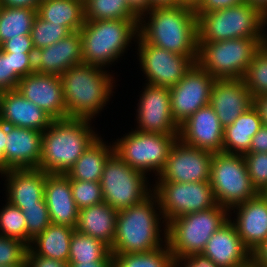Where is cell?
<instances>
[{
  "instance_id": "cell-29",
  "label": "cell",
  "mask_w": 267,
  "mask_h": 267,
  "mask_svg": "<svg viewBox=\"0 0 267 267\" xmlns=\"http://www.w3.org/2000/svg\"><path fill=\"white\" fill-rule=\"evenodd\" d=\"M99 136L66 172L70 180L100 182L104 165L114 153V145H106Z\"/></svg>"
},
{
  "instance_id": "cell-26",
  "label": "cell",
  "mask_w": 267,
  "mask_h": 267,
  "mask_svg": "<svg viewBox=\"0 0 267 267\" xmlns=\"http://www.w3.org/2000/svg\"><path fill=\"white\" fill-rule=\"evenodd\" d=\"M6 176V198L9 203L22 209L38 205L44 200L46 172L36 169H11Z\"/></svg>"
},
{
  "instance_id": "cell-1",
  "label": "cell",
  "mask_w": 267,
  "mask_h": 267,
  "mask_svg": "<svg viewBox=\"0 0 267 267\" xmlns=\"http://www.w3.org/2000/svg\"><path fill=\"white\" fill-rule=\"evenodd\" d=\"M138 33L145 42L156 47L197 58L198 32L194 9L184 6L153 8L139 18Z\"/></svg>"
},
{
  "instance_id": "cell-41",
  "label": "cell",
  "mask_w": 267,
  "mask_h": 267,
  "mask_svg": "<svg viewBox=\"0 0 267 267\" xmlns=\"http://www.w3.org/2000/svg\"><path fill=\"white\" fill-rule=\"evenodd\" d=\"M243 157L254 188L263 194L267 191V153L247 152Z\"/></svg>"
},
{
  "instance_id": "cell-2",
  "label": "cell",
  "mask_w": 267,
  "mask_h": 267,
  "mask_svg": "<svg viewBox=\"0 0 267 267\" xmlns=\"http://www.w3.org/2000/svg\"><path fill=\"white\" fill-rule=\"evenodd\" d=\"M161 220L165 225L164 241ZM162 243H167V224L153 192L140 203L118 212L110 253H146L164 246Z\"/></svg>"
},
{
  "instance_id": "cell-3",
  "label": "cell",
  "mask_w": 267,
  "mask_h": 267,
  "mask_svg": "<svg viewBox=\"0 0 267 267\" xmlns=\"http://www.w3.org/2000/svg\"><path fill=\"white\" fill-rule=\"evenodd\" d=\"M91 120L65 118L52 120L41 138L38 169L46 173H63L74 165L84 151L99 137Z\"/></svg>"
},
{
  "instance_id": "cell-14",
  "label": "cell",
  "mask_w": 267,
  "mask_h": 267,
  "mask_svg": "<svg viewBox=\"0 0 267 267\" xmlns=\"http://www.w3.org/2000/svg\"><path fill=\"white\" fill-rule=\"evenodd\" d=\"M215 81L204 68L194 63L185 76L170 87L171 114L178 126L198 109L210 104Z\"/></svg>"
},
{
  "instance_id": "cell-28",
  "label": "cell",
  "mask_w": 267,
  "mask_h": 267,
  "mask_svg": "<svg viewBox=\"0 0 267 267\" xmlns=\"http://www.w3.org/2000/svg\"><path fill=\"white\" fill-rule=\"evenodd\" d=\"M262 126V120L254 105L224 128L223 152L244 155L249 151L252 137Z\"/></svg>"
},
{
  "instance_id": "cell-37",
  "label": "cell",
  "mask_w": 267,
  "mask_h": 267,
  "mask_svg": "<svg viewBox=\"0 0 267 267\" xmlns=\"http://www.w3.org/2000/svg\"><path fill=\"white\" fill-rule=\"evenodd\" d=\"M0 235L15 238L27 244L25 216L19 207L8 201L0 210Z\"/></svg>"
},
{
  "instance_id": "cell-32",
  "label": "cell",
  "mask_w": 267,
  "mask_h": 267,
  "mask_svg": "<svg viewBox=\"0 0 267 267\" xmlns=\"http://www.w3.org/2000/svg\"><path fill=\"white\" fill-rule=\"evenodd\" d=\"M114 262L109 247L101 240L74 230L69 247V264Z\"/></svg>"
},
{
  "instance_id": "cell-9",
  "label": "cell",
  "mask_w": 267,
  "mask_h": 267,
  "mask_svg": "<svg viewBox=\"0 0 267 267\" xmlns=\"http://www.w3.org/2000/svg\"><path fill=\"white\" fill-rule=\"evenodd\" d=\"M209 182L217 204L228 210L259 194L242 154L213 153Z\"/></svg>"
},
{
  "instance_id": "cell-35",
  "label": "cell",
  "mask_w": 267,
  "mask_h": 267,
  "mask_svg": "<svg viewBox=\"0 0 267 267\" xmlns=\"http://www.w3.org/2000/svg\"><path fill=\"white\" fill-rule=\"evenodd\" d=\"M85 21L139 19L127 0H84Z\"/></svg>"
},
{
  "instance_id": "cell-4",
  "label": "cell",
  "mask_w": 267,
  "mask_h": 267,
  "mask_svg": "<svg viewBox=\"0 0 267 267\" xmlns=\"http://www.w3.org/2000/svg\"><path fill=\"white\" fill-rule=\"evenodd\" d=\"M104 69L80 64L60 75L67 118L92 120L104 109L115 87L113 75Z\"/></svg>"
},
{
  "instance_id": "cell-16",
  "label": "cell",
  "mask_w": 267,
  "mask_h": 267,
  "mask_svg": "<svg viewBox=\"0 0 267 267\" xmlns=\"http://www.w3.org/2000/svg\"><path fill=\"white\" fill-rule=\"evenodd\" d=\"M136 110L137 131L157 134H179L172 118L170 88L145 84Z\"/></svg>"
},
{
  "instance_id": "cell-33",
  "label": "cell",
  "mask_w": 267,
  "mask_h": 267,
  "mask_svg": "<svg viewBox=\"0 0 267 267\" xmlns=\"http://www.w3.org/2000/svg\"><path fill=\"white\" fill-rule=\"evenodd\" d=\"M37 9L0 6V46L11 38L30 35Z\"/></svg>"
},
{
  "instance_id": "cell-59",
  "label": "cell",
  "mask_w": 267,
  "mask_h": 267,
  "mask_svg": "<svg viewBox=\"0 0 267 267\" xmlns=\"http://www.w3.org/2000/svg\"><path fill=\"white\" fill-rule=\"evenodd\" d=\"M0 267H27V264L26 263H21V264L13 265V266H0Z\"/></svg>"
},
{
  "instance_id": "cell-31",
  "label": "cell",
  "mask_w": 267,
  "mask_h": 267,
  "mask_svg": "<svg viewBox=\"0 0 267 267\" xmlns=\"http://www.w3.org/2000/svg\"><path fill=\"white\" fill-rule=\"evenodd\" d=\"M75 228L51 223L32 240L29 248L38 256L68 262L70 241Z\"/></svg>"
},
{
  "instance_id": "cell-47",
  "label": "cell",
  "mask_w": 267,
  "mask_h": 267,
  "mask_svg": "<svg viewBox=\"0 0 267 267\" xmlns=\"http://www.w3.org/2000/svg\"><path fill=\"white\" fill-rule=\"evenodd\" d=\"M243 3H246V0H201L200 4L194 9V11L195 13H208Z\"/></svg>"
},
{
  "instance_id": "cell-45",
  "label": "cell",
  "mask_w": 267,
  "mask_h": 267,
  "mask_svg": "<svg viewBox=\"0 0 267 267\" xmlns=\"http://www.w3.org/2000/svg\"><path fill=\"white\" fill-rule=\"evenodd\" d=\"M0 49L9 53H35L31 35H20L5 41Z\"/></svg>"
},
{
  "instance_id": "cell-51",
  "label": "cell",
  "mask_w": 267,
  "mask_h": 267,
  "mask_svg": "<svg viewBox=\"0 0 267 267\" xmlns=\"http://www.w3.org/2000/svg\"><path fill=\"white\" fill-rule=\"evenodd\" d=\"M39 0H0V6L37 9Z\"/></svg>"
},
{
  "instance_id": "cell-44",
  "label": "cell",
  "mask_w": 267,
  "mask_h": 267,
  "mask_svg": "<svg viewBox=\"0 0 267 267\" xmlns=\"http://www.w3.org/2000/svg\"><path fill=\"white\" fill-rule=\"evenodd\" d=\"M34 54L35 53H11L13 73L19 80L35 72Z\"/></svg>"
},
{
  "instance_id": "cell-39",
  "label": "cell",
  "mask_w": 267,
  "mask_h": 267,
  "mask_svg": "<svg viewBox=\"0 0 267 267\" xmlns=\"http://www.w3.org/2000/svg\"><path fill=\"white\" fill-rule=\"evenodd\" d=\"M22 212L25 216L27 227V245L41 234L50 224L49 211L45 199L38 205L24 206Z\"/></svg>"
},
{
  "instance_id": "cell-15",
  "label": "cell",
  "mask_w": 267,
  "mask_h": 267,
  "mask_svg": "<svg viewBox=\"0 0 267 267\" xmlns=\"http://www.w3.org/2000/svg\"><path fill=\"white\" fill-rule=\"evenodd\" d=\"M213 153L190 147L179 139L171 146L157 181L178 183L209 181Z\"/></svg>"
},
{
  "instance_id": "cell-20",
  "label": "cell",
  "mask_w": 267,
  "mask_h": 267,
  "mask_svg": "<svg viewBox=\"0 0 267 267\" xmlns=\"http://www.w3.org/2000/svg\"><path fill=\"white\" fill-rule=\"evenodd\" d=\"M253 100L242 79L216 80L211 90L209 105L225 128L251 108Z\"/></svg>"
},
{
  "instance_id": "cell-55",
  "label": "cell",
  "mask_w": 267,
  "mask_h": 267,
  "mask_svg": "<svg viewBox=\"0 0 267 267\" xmlns=\"http://www.w3.org/2000/svg\"><path fill=\"white\" fill-rule=\"evenodd\" d=\"M149 2H150V10L153 8L181 6L180 0H149Z\"/></svg>"
},
{
  "instance_id": "cell-40",
  "label": "cell",
  "mask_w": 267,
  "mask_h": 267,
  "mask_svg": "<svg viewBox=\"0 0 267 267\" xmlns=\"http://www.w3.org/2000/svg\"><path fill=\"white\" fill-rule=\"evenodd\" d=\"M70 186L78 210L104 202L100 182L70 180Z\"/></svg>"
},
{
  "instance_id": "cell-56",
  "label": "cell",
  "mask_w": 267,
  "mask_h": 267,
  "mask_svg": "<svg viewBox=\"0 0 267 267\" xmlns=\"http://www.w3.org/2000/svg\"><path fill=\"white\" fill-rule=\"evenodd\" d=\"M69 267H114V262H88L82 264H69Z\"/></svg>"
},
{
  "instance_id": "cell-24",
  "label": "cell",
  "mask_w": 267,
  "mask_h": 267,
  "mask_svg": "<svg viewBox=\"0 0 267 267\" xmlns=\"http://www.w3.org/2000/svg\"><path fill=\"white\" fill-rule=\"evenodd\" d=\"M44 199L51 223L75 228L78 209L72 196L70 178L63 173H46Z\"/></svg>"
},
{
  "instance_id": "cell-22",
  "label": "cell",
  "mask_w": 267,
  "mask_h": 267,
  "mask_svg": "<svg viewBox=\"0 0 267 267\" xmlns=\"http://www.w3.org/2000/svg\"><path fill=\"white\" fill-rule=\"evenodd\" d=\"M80 64H83V49L79 31L72 32L48 47L35 50L36 73L60 76L69 68Z\"/></svg>"
},
{
  "instance_id": "cell-13",
  "label": "cell",
  "mask_w": 267,
  "mask_h": 267,
  "mask_svg": "<svg viewBox=\"0 0 267 267\" xmlns=\"http://www.w3.org/2000/svg\"><path fill=\"white\" fill-rule=\"evenodd\" d=\"M138 57L147 83L153 86L172 87L176 85L196 63L197 58H188L145 42L139 35Z\"/></svg>"
},
{
  "instance_id": "cell-6",
  "label": "cell",
  "mask_w": 267,
  "mask_h": 267,
  "mask_svg": "<svg viewBox=\"0 0 267 267\" xmlns=\"http://www.w3.org/2000/svg\"><path fill=\"white\" fill-rule=\"evenodd\" d=\"M198 42L233 38H267V16L248 3L219 11L196 13Z\"/></svg>"
},
{
  "instance_id": "cell-30",
  "label": "cell",
  "mask_w": 267,
  "mask_h": 267,
  "mask_svg": "<svg viewBox=\"0 0 267 267\" xmlns=\"http://www.w3.org/2000/svg\"><path fill=\"white\" fill-rule=\"evenodd\" d=\"M37 15L76 32L85 23L84 0H46L39 3Z\"/></svg>"
},
{
  "instance_id": "cell-8",
  "label": "cell",
  "mask_w": 267,
  "mask_h": 267,
  "mask_svg": "<svg viewBox=\"0 0 267 267\" xmlns=\"http://www.w3.org/2000/svg\"><path fill=\"white\" fill-rule=\"evenodd\" d=\"M229 210L212 207L179 216L167 223V243L174 258L202 253L210 237L229 220Z\"/></svg>"
},
{
  "instance_id": "cell-10",
  "label": "cell",
  "mask_w": 267,
  "mask_h": 267,
  "mask_svg": "<svg viewBox=\"0 0 267 267\" xmlns=\"http://www.w3.org/2000/svg\"><path fill=\"white\" fill-rule=\"evenodd\" d=\"M178 136L179 134L144 133L132 130L114 142V152L131 168L145 175L153 171L158 176L164 169L171 146Z\"/></svg>"
},
{
  "instance_id": "cell-23",
  "label": "cell",
  "mask_w": 267,
  "mask_h": 267,
  "mask_svg": "<svg viewBox=\"0 0 267 267\" xmlns=\"http://www.w3.org/2000/svg\"><path fill=\"white\" fill-rule=\"evenodd\" d=\"M202 253L219 267H252V254L230 219L214 232Z\"/></svg>"
},
{
  "instance_id": "cell-52",
  "label": "cell",
  "mask_w": 267,
  "mask_h": 267,
  "mask_svg": "<svg viewBox=\"0 0 267 267\" xmlns=\"http://www.w3.org/2000/svg\"><path fill=\"white\" fill-rule=\"evenodd\" d=\"M127 3L139 18L150 10L149 0H127Z\"/></svg>"
},
{
  "instance_id": "cell-60",
  "label": "cell",
  "mask_w": 267,
  "mask_h": 267,
  "mask_svg": "<svg viewBox=\"0 0 267 267\" xmlns=\"http://www.w3.org/2000/svg\"><path fill=\"white\" fill-rule=\"evenodd\" d=\"M3 91L0 90V108H1V97H2Z\"/></svg>"
},
{
  "instance_id": "cell-57",
  "label": "cell",
  "mask_w": 267,
  "mask_h": 267,
  "mask_svg": "<svg viewBox=\"0 0 267 267\" xmlns=\"http://www.w3.org/2000/svg\"><path fill=\"white\" fill-rule=\"evenodd\" d=\"M246 3L259 8L267 16V0H246Z\"/></svg>"
},
{
  "instance_id": "cell-53",
  "label": "cell",
  "mask_w": 267,
  "mask_h": 267,
  "mask_svg": "<svg viewBox=\"0 0 267 267\" xmlns=\"http://www.w3.org/2000/svg\"><path fill=\"white\" fill-rule=\"evenodd\" d=\"M253 105L259 113L262 125L267 126V94L254 98Z\"/></svg>"
},
{
  "instance_id": "cell-54",
  "label": "cell",
  "mask_w": 267,
  "mask_h": 267,
  "mask_svg": "<svg viewBox=\"0 0 267 267\" xmlns=\"http://www.w3.org/2000/svg\"><path fill=\"white\" fill-rule=\"evenodd\" d=\"M7 124L0 120V173H5L4 151L6 144Z\"/></svg>"
},
{
  "instance_id": "cell-5",
  "label": "cell",
  "mask_w": 267,
  "mask_h": 267,
  "mask_svg": "<svg viewBox=\"0 0 267 267\" xmlns=\"http://www.w3.org/2000/svg\"><path fill=\"white\" fill-rule=\"evenodd\" d=\"M138 23L139 19L85 21L79 30L83 64L104 68L118 60L137 39Z\"/></svg>"
},
{
  "instance_id": "cell-48",
  "label": "cell",
  "mask_w": 267,
  "mask_h": 267,
  "mask_svg": "<svg viewBox=\"0 0 267 267\" xmlns=\"http://www.w3.org/2000/svg\"><path fill=\"white\" fill-rule=\"evenodd\" d=\"M27 267H69L68 262L36 255L30 248L26 255Z\"/></svg>"
},
{
  "instance_id": "cell-7",
  "label": "cell",
  "mask_w": 267,
  "mask_h": 267,
  "mask_svg": "<svg viewBox=\"0 0 267 267\" xmlns=\"http://www.w3.org/2000/svg\"><path fill=\"white\" fill-rule=\"evenodd\" d=\"M267 38H233L198 42L196 63L216 80L242 79Z\"/></svg>"
},
{
  "instance_id": "cell-11",
  "label": "cell",
  "mask_w": 267,
  "mask_h": 267,
  "mask_svg": "<svg viewBox=\"0 0 267 267\" xmlns=\"http://www.w3.org/2000/svg\"><path fill=\"white\" fill-rule=\"evenodd\" d=\"M100 183L104 202L117 212L140 203L153 192L146 175L131 168L115 152L104 165Z\"/></svg>"
},
{
  "instance_id": "cell-58",
  "label": "cell",
  "mask_w": 267,
  "mask_h": 267,
  "mask_svg": "<svg viewBox=\"0 0 267 267\" xmlns=\"http://www.w3.org/2000/svg\"><path fill=\"white\" fill-rule=\"evenodd\" d=\"M200 2L201 0H180V5L195 9L200 4Z\"/></svg>"
},
{
  "instance_id": "cell-12",
  "label": "cell",
  "mask_w": 267,
  "mask_h": 267,
  "mask_svg": "<svg viewBox=\"0 0 267 267\" xmlns=\"http://www.w3.org/2000/svg\"><path fill=\"white\" fill-rule=\"evenodd\" d=\"M165 223L182 215L208 210L217 205L209 181L178 183L156 181L152 187Z\"/></svg>"
},
{
  "instance_id": "cell-38",
  "label": "cell",
  "mask_w": 267,
  "mask_h": 267,
  "mask_svg": "<svg viewBox=\"0 0 267 267\" xmlns=\"http://www.w3.org/2000/svg\"><path fill=\"white\" fill-rule=\"evenodd\" d=\"M72 32L63 25L51 23L36 15L31 29V38L35 50L48 47Z\"/></svg>"
},
{
  "instance_id": "cell-18",
  "label": "cell",
  "mask_w": 267,
  "mask_h": 267,
  "mask_svg": "<svg viewBox=\"0 0 267 267\" xmlns=\"http://www.w3.org/2000/svg\"><path fill=\"white\" fill-rule=\"evenodd\" d=\"M224 127L210 105L193 113L179 126L178 139L190 147L223 152Z\"/></svg>"
},
{
  "instance_id": "cell-17",
  "label": "cell",
  "mask_w": 267,
  "mask_h": 267,
  "mask_svg": "<svg viewBox=\"0 0 267 267\" xmlns=\"http://www.w3.org/2000/svg\"><path fill=\"white\" fill-rule=\"evenodd\" d=\"M17 90L53 120L67 118L60 76L34 72L19 80Z\"/></svg>"
},
{
  "instance_id": "cell-42",
  "label": "cell",
  "mask_w": 267,
  "mask_h": 267,
  "mask_svg": "<svg viewBox=\"0 0 267 267\" xmlns=\"http://www.w3.org/2000/svg\"><path fill=\"white\" fill-rule=\"evenodd\" d=\"M29 246L15 238L0 235V266L26 263Z\"/></svg>"
},
{
  "instance_id": "cell-50",
  "label": "cell",
  "mask_w": 267,
  "mask_h": 267,
  "mask_svg": "<svg viewBox=\"0 0 267 267\" xmlns=\"http://www.w3.org/2000/svg\"><path fill=\"white\" fill-rule=\"evenodd\" d=\"M252 267H267V239L252 253Z\"/></svg>"
},
{
  "instance_id": "cell-43",
  "label": "cell",
  "mask_w": 267,
  "mask_h": 267,
  "mask_svg": "<svg viewBox=\"0 0 267 267\" xmlns=\"http://www.w3.org/2000/svg\"><path fill=\"white\" fill-rule=\"evenodd\" d=\"M19 79L12 69L11 53L0 49V90L8 91L17 89Z\"/></svg>"
},
{
  "instance_id": "cell-25",
  "label": "cell",
  "mask_w": 267,
  "mask_h": 267,
  "mask_svg": "<svg viewBox=\"0 0 267 267\" xmlns=\"http://www.w3.org/2000/svg\"><path fill=\"white\" fill-rule=\"evenodd\" d=\"M0 120L10 126L30 128L44 132L52 118L33 102L15 90L3 91L1 97Z\"/></svg>"
},
{
  "instance_id": "cell-19",
  "label": "cell",
  "mask_w": 267,
  "mask_h": 267,
  "mask_svg": "<svg viewBox=\"0 0 267 267\" xmlns=\"http://www.w3.org/2000/svg\"><path fill=\"white\" fill-rule=\"evenodd\" d=\"M234 210V212H231ZM236 212V218L230 221L235 225L244 246L254 252L267 239V197L259 193L256 197L238 204L229 210Z\"/></svg>"
},
{
  "instance_id": "cell-27",
  "label": "cell",
  "mask_w": 267,
  "mask_h": 267,
  "mask_svg": "<svg viewBox=\"0 0 267 267\" xmlns=\"http://www.w3.org/2000/svg\"><path fill=\"white\" fill-rule=\"evenodd\" d=\"M118 212L102 202L78 211L77 232L101 240L109 248L115 239Z\"/></svg>"
},
{
  "instance_id": "cell-46",
  "label": "cell",
  "mask_w": 267,
  "mask_h": 267,
  "mask_svg": "<svg viewBox=\"0 0 267 267\" xmlns=\"http://www.w3.org/2000/svg\"><path fill=\"white\" fill-rule=\"evenodd\" d=\"M181 264V265H180ZM172 267H219L203 253L193 254L183 258H174Z\"/></svg>"
},
{
  "instance_id": "cell-49",
  "label": "cell",
  "mask_w": 267,
  "mask_h": 267,
  "mask_svg": "<svg viewBox=\"0 0 267 267\" xmlns=\"http://www.w3.org/2000/svg\"><path fill=\"white\" fill-rule=\"evenodd\" d=\"M248 152L267 153V126L262 125L259 131L252 137L251 146Z\"/></svg>"
},
{
  "instance_id": "cell-36",
  "label": "cell",
  "mask_w": 267,
  "mask_h": 267,
  "mask_svg": "<svg viewBox=\"0 0 267 267\" xmlns=\"http://www.w3.org/2000/svg\"><path fill=\"white\" fill-rule=\"evenodd\" d=\"M242 80L253 99L267 94V43L256 52Z\"/></svg>"
},
{
  "instance_id": "cell-34",
  "label": "cell",
  "mask_w": 267,
  "mask_h": 267,
  "mask_svg": "<svg viewBox=\"0 0 267 267\" xmlns=\"http://www.w3.org/2000/svg\"><path fill=\"white\" fill-rule=\"evenodd\" d=\"M114 267H172L174 261L168 243L146 253H111Z\"/></svg>"
},
{
  "instance_id": "cell-21",
  "label": "cell",
  "mask_w": 267,
  "mask_h": 267,
  "mask_svg": "<svg viewBox=\"0 0 267 267\" xmlns=\"http://www.w3.org/2000/svg\"><path fill=\"white\" fill-rule=\"evenodd\" d=\"M42 134L43 132L38 130L7 125L5 173L11 169L39 167Z\"/></svg>"
}]
</instances>
